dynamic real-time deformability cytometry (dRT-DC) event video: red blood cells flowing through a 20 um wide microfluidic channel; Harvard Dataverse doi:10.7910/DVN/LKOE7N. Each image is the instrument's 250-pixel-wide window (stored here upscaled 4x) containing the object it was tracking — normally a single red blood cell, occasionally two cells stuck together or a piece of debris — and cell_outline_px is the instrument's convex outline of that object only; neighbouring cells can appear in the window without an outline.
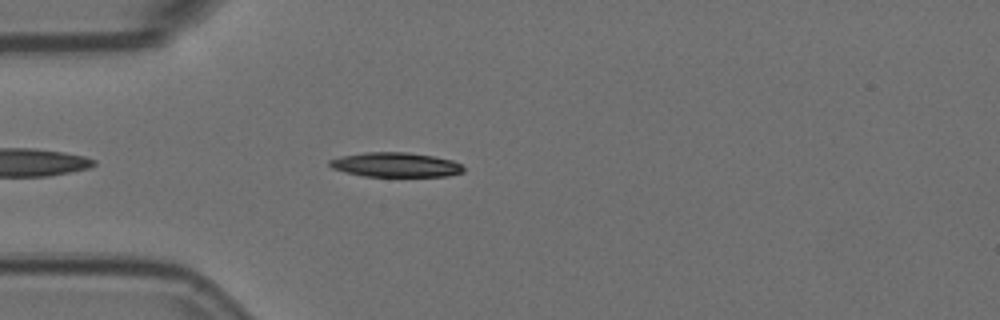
{"species": "Egyptian fruit bat (a non-hibernating species)", "species_latin": "Rousettus aegyptiacus", "temperature_condition": "room temperature", "stored_images_in_passage": 3, "camera_frame_rate_fps": 3000, "um_per_image_px": 0.085, "animal": {"sex": "female"}, "frame": {"image": 1, "passage_image": 3, "time_ms": 0.667, "image_size_px": [1000, 320], "cell_outline_px": [[464, 172], [448, 176], [364, 176], [332, 168], [328, 164], [328, 160], [340, 156], [364, 152], [408, 152], [432, 156], [452, 160], [460, 164], [464, 168]], "centroid_in_image_um": [33.62, 14.0], "position_along_channel_um": 51.4, "area_um2": 19.07}}